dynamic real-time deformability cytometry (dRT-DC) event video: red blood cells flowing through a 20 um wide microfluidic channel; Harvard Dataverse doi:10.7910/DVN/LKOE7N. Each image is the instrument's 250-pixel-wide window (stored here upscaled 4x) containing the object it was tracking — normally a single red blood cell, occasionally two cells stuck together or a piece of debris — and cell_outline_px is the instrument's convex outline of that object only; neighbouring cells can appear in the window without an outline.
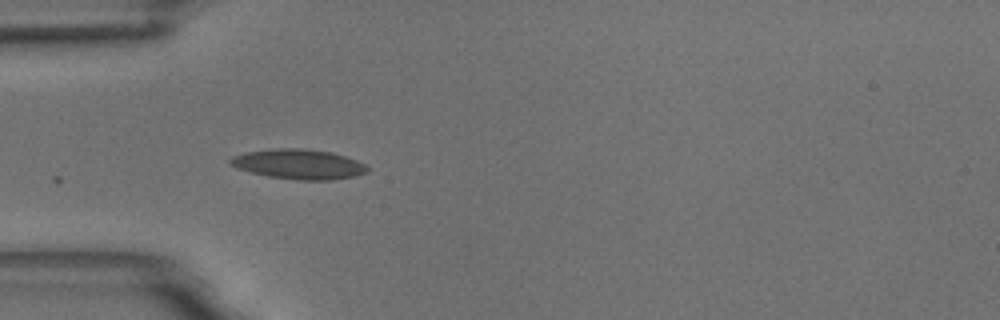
{"species": "common noctule bat (a hibernating species)", "species_latin": "Nyctalus noctula", "temperature_condition": "room temperature", "stored_images_in_passage": 5, "camera_frame_rate_fps": 3000, "um_per_image_px": 0.085, "animal": {"sex": "male", "body_mass_g": 18.8}, "frame": {"image": 1, "passage_image": 1, "time_ms": 0.0, "image_size_px": [1000, 320], "cell_outline_px": [[368, 172], [356, 176], [332, 180], [296, 180], [268, 176], [236, 168], [228, 164], [228, 160], [232, 156], [248, 152], [268, 148], [300, 148], [332, 152], [356, 160], [364, 164], [368, 168]], "centroid_in_image_um": [25.37, 13.95], "position_along_channel_um": 59.6, "area_um2": 23.99}}